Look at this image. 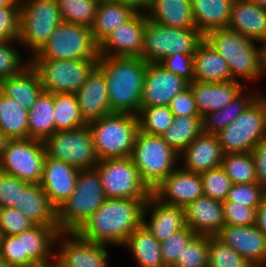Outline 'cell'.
Here are the masks:
<instances>
[{
	"label": "cell",
	"mask_w": 266,
	"mask_h": 267,
	"mask_svg": "<svg viewBox=\"0 0 266 267\" xmlns=\"http://www.w3.org/2000/svg\"><path fill=\"white\" fill-rule=\"evenodd\" d=\"M147 200L106 198L76 233L84 240L124 246L129 235L143 224Z\"/></svg>",
	"instance_id": "6da1fadb"
},
{
	"label": "cell",
	"mask_w": 266,
	"mask_h": 267,
	"mask_svg": "<svg viewBox=\"0 0 266 267\" xmlns=\"http://www.w3.org/2000/svg\"><path fill=\"white\" fill-rule=\"evenodd\" d=\"M147 66L148 62L142 58L99 56L97 67L106 78L112 113L137 116Z\"/></svg>",
	"instance_id": "7a4b0ae2"
},
{
	"label": "cell",
	"mask_w": 266,
	"mask_h": 267,
	"mask_svg": "<svg viewBox=\"0 0 266 267\" xmlns=\"http://www.w3.org/2000/svg\"><path fill=\"white\" fill-rule=\"evenodd\" d=\"M204 40L226 60L234 81H254L264 74L265 46L257 48L256 41L228 27L208 31Z\"/></svg>",
	"instance_id": "3957f363"
},
{
	"label": "cell",
	"mask_w": 266,
	"mask_h": 267,
	"mask_svg": "<svg viewBox=\"0 0 266 267\" xmlns=\"http://www.w3.org/2000/svg\"><path fill=\"white\" fill-rule=\"evenodd\" d=\"M87 125L99 160L131 156L139 131L137 116L111 113Z\"/></svg>",
	"instance_id": "277c9868"
},
{
	"label": "cell",
	"mask_w": 266,
	"mask_h": 267,
	"mask_svg": "<svg viewBox=\"0 0 266 267\" xmlns=\"http://www.w3.org/2000/svg\"><path fill=\"white\" fill-rule=\"evenodd\" d=\"M105 199L97 170H80L74 192L57 209L60 232H76Z\"/></svg>",
	"instance_id": "5b68a950"
},
{
	"label": "cell",
	"mask_w": 266,
	"mask_h": 267,
	"mask_svg": "<svg viewBox=\"0 0 266 267\" xmlns=\"http://www.w3.org/2000/svg\"><path fill=\"white\" fill-rule=\"evenodd\" d=\"M130 158L151 190L176 169L180 159L162 136L142 131L137 133Z\"/></svg>",
	"instance_id": "8992f818"
},
{
	"label": "cell",
	"mask_w": 266,
	"mask_h": 267,
	"mask_svg": "<svg viewBox=\"0 0 266 267\" xmlns=\"http://www.w3.org/2000/svg\"><path fill=\"white\" fill-rule=\"evenodd\" d=\"M31 59L98 60L90 27L62 22Z\"/></svg>",
	"instance_id": "52a82bcc"
},
{
	"label": "cell",
	"mask_w": 266,
	"mask_h": 267,
	"mask_svg": "<svg viewBox=\"0 0 266 267\" xmlns=\"http://www.w3.org/2000/svg\"><path fill=\"white\" fill-rule=\"evenodd\" d=\"M216 135L224 154L251 152L266 139V96L259 95L233 123Z\"/></svg>",
	"instance_id": "ba28073f"
},
{
	"label": "cell",
	"mask_w": 266,
	"mask_h": 267,
	"mask_svg": "<svg viewBox=\"0 0 266 267\" xmlns=\"http://www.w3.org/2000/svg\"><path fill=\"white\" fill-rule=\"evenodd\" d=\"M62 22L56 0H20L19 45L34 55Z\"/></svg>",
	"instance_id": "9c48e42d"
},
{
	"label": "cell",
	"mask_w": 266,
	"mask_h": 267,
	"mask_svg": "<svg viewBox=\"0 0 266 267\" xmlns=\"http://www.w3.org/2000/svg\"><path fill=\"white\" fill-rule=\"evenodd\" d=\"M204 35L197 29L168 27L148 20L141 58L159 63L174 53L194 54Z\"/></svg>",
	"instance_id": "30bf717a"
},
{
	"label": "cell",
	"mask_w": 266,
	"mask_h": 267,
	"mask_svg": "<svg viewBox=\"0 0 266 267\" xmlns=\"http://www.w3.org/2000/svg\"><path fill=\"white\" fill-rule=\"evenodd\" d=\"M95 169L106 198L148 200L152 195L130 157L100 159Z\"/></svg>",
	"instance_id": "8fae6325"
},
{
	"label": "cell",
	"mask_w": 266,
	"mask_h": 267,
	"mask_svg": "<svg viewBox=\"0 0 266 267\" xmlns=\"http://www.w3.org/2000/svg\"><path fill=\"white\" fill-rule=\"evenodd\" d=\"M43 143L47 157L67 162L79 170L94 169L99 161L88 125L55 131Z\"/></svg>",
	"instance_id": "7c38bea8"
},
{
	"label": "cell",
	"mask_w": 266,
	"mask_h": 267,
	"mask_svg": "<svg viewBox=\"0 0 266 267\" xmlns=\"http://www.w3.org/2000/svg\"><path fill=\"white\" fill-rule=\"evenodd\" d=\"M46 151L43 141L25 138L7 140L0 155V171L29 184H39Z\"/></svg>",
	"instance_id": "4fadbf2b"
},
{
	"label": "cell",
	"mask_w": 266,
	"mask_h": 267,
	"mask_svg": "<svg viewBox=\"0 0 266 267\" xmlns=\"http://www.w3.org/2000/svg\"><path fill=\"white\" fill-rule=\"evenodd\" d=\"M37 70L43 90L56 93L76 94L97 66L98 60L31 59Z\"/></svg>",
	"instance_id": "5bb4252c"
},
{
	"label": "cell",
	"mask_w": 266,
	"mask_h": 267,
	"mask_svg": "<svg viewBox=\"0 0 266 267\" xmlns=\"http://www.w3.org/2000/svg\"><path fill=\"white\" fill-rule=\"evenodd\" d=\"M58 243L59 250L54 253L61 267H109L107 245L84 240L76 232H60Z\"/></svg>",
	"instance_id": "9a60e30c"
},
{
	"label": "cell",
	"mask_w": 266,
	"mask_h": 267,
	"mask_svg": "<svg viewBox=\"0 0 266 267\" xmlns=\"http://www.w3.org/2000/svg\"><path fill=\"white\" fill-rule=\"evenodd\" d=\"M148 20L145 12H137L98 45L99 56L141 58Z\"/></svg>",
	"instance_id": "2e32d148"
},
{
	"label": "cell",
	"mask_w": 266,
	"mask_h": 267,
	"mask_svg": "<svg viewBox=\"0 0 266 267\" xmlns=\"http://www.w3.org/2000/svg\"><path fill=\"white\" fill-rule=\"evenodd\" d=\"M152 195L162 203L185 208L204 195L201 176L176 166L172 173L153 188Z\"/></svg>",
	"instance_id": "e0dca14e"
},
{
	"label": "cell",
	"mask_w": 266,
	"mask_h": 267,
	"mask_svg": "<svg viewBox=\"0 0 266 267\" xmlns=\"http://www.w3.org/2000/svg\"><path fill=\"white\" fill-rule=\"evenodd\" d=\"M188 87V81L174 75L159 63H148L141 107L169 106L171 100Z\"/></svg>",
	"instance_id": "ac0fdd59"
},
{
	"label": "cell",
	"mask_w": 266,
	"mask_h": 267,
	"mask_svg": "<svg viewBox=\"0 0 266 267\" xmlns=\"http://www.w3.org/2000/svg\"><path fill=\"white\" fill-rule=\"evenodd\" d=\"M216 237L253 267H266V236L255 225H224Z\"/></svg>",
	"instance_id": "d6986e66"
},
{
	"label": "cell",
	"mask_w": 266,
	"mask_h": 267,
	"mask_svg": "<svg viewBox=\"0 0 266 267\" xmlns=\"http://www.w3.org/2000/svg\"><path fill=\"white\" fill-rule=\"evenodd\" d=\"M79 171L67 162L46 156L39 184L56 209L74 192Z\"/></svg>",
	"instance_id": "ffe728a7"
},
{
	"label": "cell",
	"mask_w": 266,
	"mask_h": 267,
	"mask_svg": "<svg viewBox=\"0 0 266 267\" xmlns=\"http://www.w3.org/2000/svg\"><path fill=\"white\" fill-rule=\"evenodd\" d=\"M81 116L86 123L112 113L104 73L96 66L76 93Z\"/></svg>",
	"instance_id": "44dd1931"
},
{
	"label": "cell",
	"mask_w": 266,
	"mask_h": 267,
	"mask_svg": "<svg viewBox=\"0 0 266 267\" xmlns=\"http://www.w3.org/2000/svg\"><path fill=\"white\" fill-rule=\"evenodd\" d=\"M148 208L152 211L148 219L150 221H146ZM143 224L161 243L186 227L184 208L162 203L151 195L145 203Z\"/></svg>",
	"instance_id": "7402d4cb"
},
{
	"label": "cell",
	"mask_w": 266,
	"mask_h": 267,
	"mask_svg": "<svg viewBox=\"0 0 266 267\" xmlns=\"http://www.w3.org/2000/svg\"><path fill=\"white\" fill-rule=\"evenodd\" d=\"M186 226L196 235L216 236L225 225L223 203L207 196L184 208Z\"/></svg>",
	"instance_id": "603a6c76"
},
{
	"label": "cell",
	"mask_w": 266,
	"mask_h": 267,
	"mask_svg": "<svg viewBox=\"0 0 266 267\" xmlns=\"http://www.w3.org/2000/svg\"><path fill=\"white\" fill-rule=\"evenodd\" d=\"M184 170L202 173L221 166L224 153L217 135L202 133L195 138L180 154Z\"/></svg>",
	"instance_id": "cb8c5ba5"
},
{
	"label": "cell",
	"mask_w": 266,
	"mask_h": 267,
	"mask_svg": "<svg viewBox=\"0 0 266 267\" xmlns=\"http://www.w3.org/2000/svg\"><path fill=\"white\" fill-rule=\"evenodd\" d=\"M228 28L266 46V7L247 0H234Z\"/></svg>",
	"instance_id": "d4e9b609"
},
{
	"label": "cell",
	"mask_w": 266,
	"mask_h": 267,
	"mask_svg": "<svg viewBox=\"0 0 266 267\" xmlns=\"http://www.w3.org/2000/svg\"><path fill=\"white\" fill-rule=\"evenodd\" d=\"M189 87L201 118L210 112L224 108L243 90L239 81L224 83L193 81L189 83Z\"/></svg>",
	"instance_id": "484cf974"
},
{
	"label": "cell",
	"mask_w": 266,
	"mask_h": 267,
	"mask_svg": "<svg viewBox=\"0 0 266 267\" xmlns=\"http://www.w3.org/2000/svg\"><path fill=\"white\" fill-rule=\"evenodd\" d=\"M60 233L58 226L34 225L22 232L23 255H26V267L46 264L55 260L56 238Z\"/></svg>",
	"instance_id": "4316f807"
},
{
	"label": "cell",
	"mask_w": 266,
	"mask_h": 267,
	"mask_svg": "<svg viewBox=\"0 0 266 267\" xmlns=\"http://www.w3.org/2000/svg\"><path fill=\"white\" fill-rule=\"evenodd\" d=\"M194 81L224 83L234 81L226 60L204 39L193 54Z\"/></svg>",
	"instance_id": "83f0119b"
},
{
	"label": "cell",
	"mask_w": 266,
	"mask_h": 267,
	"mask_svg": "<svg viewBox=\"0 0 266 267\" xmlns=\"http://www.w3.org/2000/svg\"><path fill=\"white\" fill-rule=\"evenodd\" d=\"M0 85L4 95L14 99L27 111L43 91L40 76L31 63L17 75L2 79Z\"/></svg>",
	"instance_id": "f1b7e54d"
},
{
	"label": "cell",
	"mask_w": 266,
	"mask_h": 267,
	"mask_svg": "<svg viewBox=\"0 0 266 267\" xmlns=\"http://www.w3.org/2000/svg\"><path fill=\"white\" fill-rule=\"evenodd\" d=\"M146 15L150 21L164 26L197 29L191 0H150Z\"/></svg>",
	"instance_id": "f546056e"
},
{
	"label": "cell",
	"mask_w": 266,
	"mask_h": 267,
	"mask_svg": "<svg viewBox=\"0 0 266 267\" xmlns=\"http://www.w3.org/2000/svg\"><path fill=\"white\" fill-rule=\"evenodd\" d=\"M18 210L35 225L58 226L57 209L40 184H28L21 191V206Z\"/></svg>",
	"instance_id": "4dcf8cb0"
},
{
	"label": "cell",
	"mask_w": 266,
	"mask_h": 267,
	"mask_svg": "<svg viewBox=\"0 0 266 267\" xmlns=\"http://www.w3.org/2000/svg\"><path fill=\"white\" fill-rule=\"evenodd\" d=\"M137 11L132 7L110 0H100L92 26V36L99 45L109 33L129 21Z\"/></svg>",
	"instance_id": "1f68e13d"
},
{
	"label": "cell",
	"mask_w": 266,
	"mask_h": 267,
	"mask_svg": "<svg viewBox=\"0 0 266 267\" xmlns=\"http://www.w3.org/2000/svg\"><path fill=\"white\" fill-rule=\"evenodd\" d=\"M234 0H191L193 19L203 35L213 29L227 28Z\"/></svg>",
	"instance_id": "d6a6232c"
},
{
	"label": "cell",
	"mask_w": 266,
	"mask_h": 267,
	"mask_svg": "<svg viewBox=\"0 0 266 267\" xmlns=\"http://www.w3.org/2000/svg\"><path fill=\"white\" fill-rule=\"evenodd\" d=\"M124 245L131 250L138 267H166L161 254L160 242L144 224L129 235Z\"/></svg>",
	"instance_id": "836d02e7"
},
{
	"label": "cell",
	"mask_w": 266,
	"mask_h": 267,
	"mask_svg": "<svg viewBox=\"0 0 266 267\" xmlns=\"http://www.w3.org/2000/svg\"><path fill=\"white\" fill-rule=\"evenodd\" d=\"M54 94L42 91L28 112V138L44 141L55 132Z\"/></svg>",
	"instance_id": "e575fe53"
},
{
	"label": "cell",
	"mask_w": 266,
	"mask_h": 267,
	"mask_svg": "<svg viewBox=\"0 0 266 267\" xmlns=\"http://www.w3.org/2000/svg\"><path fill=\"white\" fill-rule=\"evenodd\" d=\"M260 94L244 95L243 90L224 108L210 112L202 117L203 131L208 134H218L233 123Z\"/></svg>",
	"instance_id": "d590c367"
},
{
	"label": "cell",
	"mask_w": 266,
	"mask_h": 267,
	"mask_svg": "<svg viewBox=\"0 0 266 267\" xmlns=\"http://www.w3.org/2000/svg\"><path fill=\"white\" fill-rule=\"evenodd\" d=\"M28 112L1 93L0 130L8 140L28 138Z\"/></svg>",
	"instance_id": "8d00e7d4"
},
{
	"label": "cell",
	"mask_w": 266,
	"mask_h": 267,
	"mask_svg": "<svg viewBox=\"0 0 266 267\" xmlns=\"http://www.w3.org/2000/svg\"><path fill=\"white\" fill-rule=\"evenodd\" d=\"M203 132L200 116H179L174 117L173 124L162 135V138L177 154H180Z\"/></svg>",
	"instance_id": "74e56055"
},
{
	"label": "cell",
	"mask_w": 266,
	"mask_h": 267,
	"mask_svg": "<svg viewBox=\"0 0 266 267\" xmlns=\"http://www.w3.org/2000/svg\"><path fill=\"white\" fill-rule=\"evenodd\" d=\"M55 131L72 130L87 123L81 116L76 94H54Z\"/></svg>",
	"instance_id": "f35d334b"
},
{
	"label": "cell",
	"mask_w": 266,
	"mask_h": 267,
	"mask_svg": "<svg viewBox=\"0 0 266 267\" xmlns=\"http://www.w3.org/2000/svg\"><path fill=\"white\" fill-rule=\"evenodd\" d=\"M221 167L232 184L257 182L255 162L251 152L224 154Z\"/></svg>",
	"instance_id": "ab89813d"
},
{
	"label": "cell",
	"mask_w": 266,
	"mask_h": 267,
	"mask_svg": "<svg viewBox=\"0 0 266 267\" xmlns=\"http://www.w3.org/2000/svg\"><path fill=\"white\" fill-rule=\"evenodd\" d=\"M139 131L162 136L173 124L174 114L169 106L141 107L137 114Z\"/></svg>",
	"instance_id": "60d3db41"
},
{
	"label": "cell",
	"mask_w": 266,
	"mask_h": 267,
	"mask_svg": "<svg viewBox=\"0 0 266 267\" xmlns=\"http://www.w3.org/2000/svg\"><path fill=\"white\" fill-rule=\"evenodd\" d=\"M100 0H56L63 22L91 27Z\"/></svg>",
	"instance_id": "b9f144b4"
},
{
	"label": "cell",
	"mask_w": 266,
	"mask_h": 267,
	"mask_svg": "<svg viewBox=\"0 0 266 267\" xmlns=\"http://www.w3.org/2000/svg\"><path fill=\"white\" fill-rule=\"evenodd\" d=\"M208 267H253V265L216 236H209Z\"/></svg>",
	"instance_id": "7bdbcfd3"
},
{
	"label": "cell",
	"mask_w": 266,
	"mask_h": 267,
	"mask_svg": "<svg viewBox=\"0 0 266 267\" xmlns=\"http://www.w3.org/2000/svg\"><path fill=\"white\" fill-rule=\"evenodd\" d=\"M209 236L195 235L172 267H208Z\"/></svg>",
	"instance_id": "ee69618b"
},
{
	"label": "cell",
	"mask_w": 266,
	"mask_h": 267,
	"mask_svg": "<svg viewBox=\"0 0 266 267\" xmlns=\"http://www.w3.org/2000/svg\"><path fill=\"white\" fill-rule=\"evenodd\" d=\"M204 196L224 202L232 186L231 179L221 166L200 173Z\"/></svg>",
	"instance_id": "f6af8a7d"
},
{
	"label": "cell",
	"mask_w": 266,
	"mask_h": 267,
	"mask_svg": "<svg viewBox=\"0 0 266 267\" xmlns=\"http://www.w3.org/2000/svg\"><path fill=\"white\" fill-rule=\"evenodd\" d=\"M14 42L17 43L18 40L0 41V81L17 75L27 67L31 61L29 60L26 62L22 60L23 58H21V54L18 53L19 51L13 48L12 44Z\"/></svg>",
	"instance_id": "bcb514c9"
},
{
	"label": "cell",
	"mask_w": 266,
	"mask_h": 267,
	"mask_svg": "<svg viewBox=\"0 0 266 267\" xmlns=\"http://www.w3.org/2000/svg\"><path fill=\"white\" fill-rule=\"evenodd\" d=\"M29 183L0 171V208L21 206V191Z\"/></svg>",
	"instance_id": "7dc6e473"
},
{
	"label": "cell",
	"mask_w": 266,
	"mask_h": 267,
	"mask_svg": "<svg viewBox=\"0 0 266 267\" xmlns=\"http://www.w3.org/2000/svg\"><path fill=\"white\" fill-rule=\"evenodd\" d=\"M266 196V190L258 183L232 184L227 201L258 207Z\"/></svg>",
	"instance_id": "c3c4849f"
},
{
	"label": "cell",
	"mask_w": 266,
	"mask_h": 267,
	"mask_svg": "<svg viewBox=\"0 0 266 267\" xmlns=\"http://www.w3.org/2000/svg\"><path fill=\"white\" fill-rule=\"evenodd\" d=\"M195 235L196 234L186 226L160 243L163 262L166 267H172L176 263L184 247Z\"/></svg>",
	"instance_id": "681fc988"
},
{
	"label": "cell",
	"mask_w": 266,
	"mask_h": 267,
	"mask_svg": "<svg viewBox=\"0 0 266 267\" xmlns=\"http://www.w3.org/2000/svg\"><path fill=\"white\" fill-rule=\"evenodd\" d=\"M20 0H13L8 6L0 7V41L19 38Z\"/></svg>",
	"instance_id": "f907efd6"
},
{
	"label": "cell",
	"mask_w": 266,
	"mask_h": 267,
	"mask_svg": "<svg viewBox=\"0 0 266 267\" xmlns=\"http://www.w3.org/2000/svg\"><path fill=\"white\" fill-rule=\"evenodd\" d=\"M35 224L16 208H0V232L2 236L18 235Z\"/></svg>",
	"instance_id": "816d5d0a"
},
{
	"label": "cell",
	"mask_w": 266,
	"mask_h": 267,
	"mask_svg": "<svg viewBox=\"0 0 266 267\" xmlns=\"http://www.w3.org/2000/svg\"><path fill=\"white\" fill-rule=\"evenodd\" d=\"M223 213L225 225L250 226L255 225L257 207L224 201Z\"/></svg>",
	"instance_id": "f5cc1de1"
},
{
	"label": "cell",
	"mask_w": 266,
	"mask_h": 267,
	"mask_svg": "<svg viewBox=\"0 0 266 267\" xmlns=\"http://www.w3.org/2000/svg\"><path fill=\"white\" fill-rule=\"evenodd\" d=\"M159 64L189 83L194 81L193 54L174 53L162 59Z\"/></svg>",
	"instance_id": "db71d44e"
},
{
	"label": "cell",
	"mask_w": 266,
	"mask_h": 267,
	"mask_svg": "<svg viewBox=\"0 0 266 267\" xmlns=\"http://www.w3.org/2000/svg\"><path fill=\"white\" fill-rule=\"evenodd\" d=\"M0 256L15 267H26V255H23L22 233L2 236Z\"/></svg>",
	"instance_id": "11a10c76"
},
{
	"label": "cell",
	"mask_w": 266,
	"mask_h": 267,
	"mask_svg": "<svg viewBox=\"0 0 266 267\" xmlns=\"http://www.w3.org/2000/svg\"><path fill=\"white\" fill-rule=\"evenodd\" d=\"M169 107L171 112L174 114V117L199 116L194 96L190 87L177 94L171 100Z\"/></svg>",
	"instance_id": "9f6ffc18"
},
{
	"label": "cell",
	"mask_w": 266,
	"mask_h": 267,
	"mask_svg": "<svg viewBox=\"0 0 266 267\" xmlns=\"http://www.w3.org/2000/svg\"><path fill=\"white\" fill-rule=\"evenodd\" d=\"M255 162L257 182L266 190V139L251 151Z\"/></svg>",
	"instance_id": "6f0895ef"
},
{
	"label": "cell",
	"mask_w": 266,
	"mask_h": 267,
	"mask_svg": "<svg viewBox=\"0 0 266 267\" xmlns=\"http://www.w3.org/2000/svg\"><path fill=\"white\" fill-rule=\"evenodd\" d=\"M255 226L266 236V196L257 207Z\"/></svg>",
	"instance_id": "680465c9"
},
{
	"label": "cell",
	"mask_w": 266,
	"mask_h": 267,
	"mask_svg": "<svg viewBox=\"0 0 266 267\" xmlns=\"http://www.w3.org/2000/svg\"><path fill=\"white\" fill-rule=\"evenodd\" d=\"M110 1L128 5L139 13H144L145 9H146L145 10V13H146L149 7V4H150V0H110Z\"/></svg>",
	"instance_id": "91938a15"
},
{
	"label": "cell",
	"mask_w": 266,
	"mask_h": 267,
	"mask_svg": "<svg viewBox=\"0 0 266 267\" xmlns=\"http://www.w3.org/2000/svg\"><path fill=\"white\" fill-rule=\"evenodd\" d=\"M33 267H61V265L56 260H53L50 263L38 264V265H34Z\"/></svg>",
	"instance_id": "94428289"
},
{
	"label": "cell",
	"mask_w": 266,
	"mask_h": 267,
	"mask_svg": "<svg viewBox=\"0 0 266 267\" xmlns=\"http://www.w3.org/2000/svg\"><path fill=\"white\" fill-rule=\"evenodd\" d=\"M7 140L8 139L4 136V134L0 130V155H1L3 148L5 147Z\"/></svg>",
	"instance_id": "6125c7cd"
},
{
	"label": "cell",
	"mask_w": 266,
	"mask_h": 267,
	"mask_svg": "<svg viewBox=\"0 0 266 267\" xmlns=\"http://www.w3.org/2000/svg\"><path fill=\"white\" fill-rule=\"evenodd\" d=\"M0 267H15L0 256Z\"/></svg>",
	"instance_id": "be15d7a7"
},
{
	"label": "cell",
	"mask_w": 266,
	"mask_h": 267,
	"mask_svg": "<svg viewBox=\"0 0 266 267\" xmlns=\"http://www.w3.org/2000/svg\"><path fill=\"white\" fill-rule=\"evenodd\" d=\"M247 1L266 7V0H247Z\"/></svg>",
	"instance_id": "e7e4bbea"
},
{
	"label": "cell",
	"mask_w": 266,
	"mask_h": 267,
	"mask_svg": "<svg viewBox=\"0 0 266 267\" xmlns=\"http://www.w3.org/2000/svg\"><path fill=\"white\" fill-rule=\"evenodd\" d=\"M13 0H0V7L8 6Z\"/></svg>",
	"instance_id": "03108f58"
},
{
	"label": "cell",
	"mask_w": 266,
	"mask_h": 267,
	"mask_svg": "<svg viewBox=\"0 0 266 267\" xmlns=\"http://www.w3.org/2000/svg\"><path fill=\"white\" fill-rule=\"evenodd\" d=\"M264 75H266V46L264 49Z\"/></svg>",
	"instance_id": "003e7915"
},
{
	"label": "cell",
	"mask_w": 266,
	"mask_h": 267,
	"mask_svg": "<svg viewBox=\"0 0 266 267\" xmlns=\"http://www.w3.org/2000/svg\"><path fill=\"white\" fill-rule=\"evenodd\" d=\"M1 93H2V87H1V85H0V96H1Z\"/></svg>",
	"instance_id": "a7ac6f4b"
}]
</instances>
